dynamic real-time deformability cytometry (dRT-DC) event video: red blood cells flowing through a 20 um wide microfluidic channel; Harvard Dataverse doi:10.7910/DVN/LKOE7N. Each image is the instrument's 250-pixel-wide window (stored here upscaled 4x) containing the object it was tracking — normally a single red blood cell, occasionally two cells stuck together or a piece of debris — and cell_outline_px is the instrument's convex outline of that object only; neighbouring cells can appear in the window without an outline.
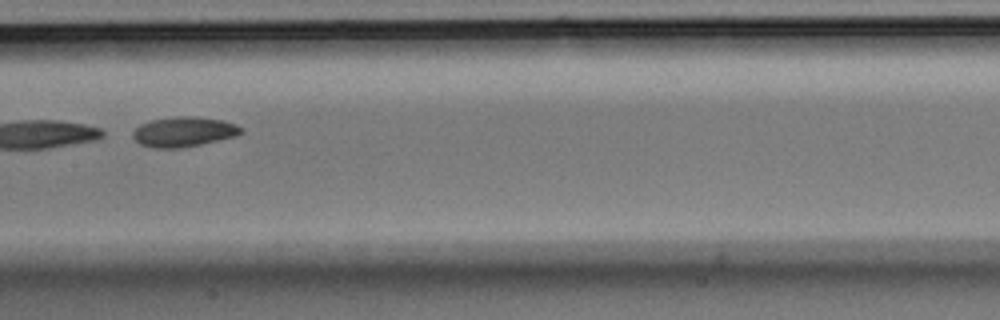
{"species": "Egyptian fruit bat (a non-hibernating species)", "species_latin": "Rousettus aegyptiacus", "temperature_condition": "room temperature", "stored_images_in_passage": 7, "segment_of_instrument_passage": [2, 2], "camera_frame_rate_fps": 3000, "um_per_image_px": 0.085, "animal": {"sex": "male"}, "frame": {"image": 1, "passage_image": 5, "time_ms": 1.333, "image_size_px": [1000, 320], "cell_outline_px": [[244, 132], [236, 136], [200, 144], [180, 148], [152, 148], [140, 144], [132, 136], [132, 132], [140, 124], [152, 120], [172, 116], [192, 116], [224, 120], [236, 124], [244, 128]], "centroid_in_image_um": [15.63, 11.19], "position_along_channel_um": 191.8, "area_um2": 19.02}}
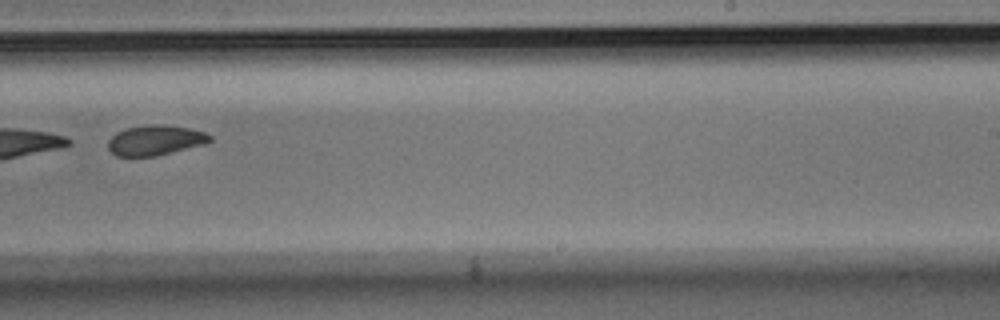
{"frame": {"image": 2, "passage_image": 7, "time_ms": 2.0, "image_size_px": [1000, 320], "cell_outline_px": [[212, 140], [204, 144], [156, 156], [116, 156], [108, 148], [108, 140], [116, 132], [128, 128], [152, 124], [188, 128], [204, 132], [212, 136]], "centroid_in_image_um": [13.19, 11.93], "position_along_channel_um": 275.8, "area_um2": 17.57}}